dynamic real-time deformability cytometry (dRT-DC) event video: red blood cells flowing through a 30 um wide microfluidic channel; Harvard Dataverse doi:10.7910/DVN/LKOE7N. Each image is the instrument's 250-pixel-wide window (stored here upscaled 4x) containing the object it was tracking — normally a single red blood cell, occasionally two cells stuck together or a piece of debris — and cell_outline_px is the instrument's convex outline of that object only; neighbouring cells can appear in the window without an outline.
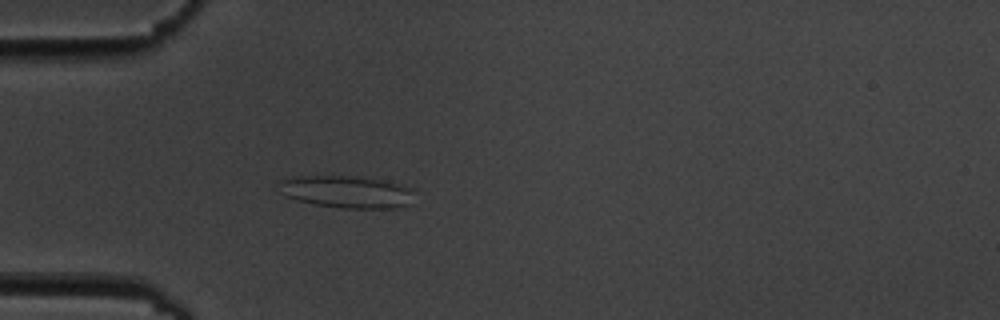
{"species": "common noctule bat (a hibernating species)", "species_latin": "Nyctalus noctula", "temperature_condition": "cold", "stored_images_in_passage": 7, "camera_frame_rate_fps": 3000, "um_per_image_px": 0.085, "animal": {"sex": "male", "body_mass_g": 19.5, "forearm_length_mm": 54.6}, "frame": {"image": 1, "passage_image": 7, "time_ms": 8.0, "image_size_px": [1000, 320], "cell_outline_px": [[412, 204], [396, 208], [344, 208], [316, 204], [296, 200], [284, 196], [280, 192], [276, 184], [280, 180], [292, 176], [364, 176], [388, 180], [412, 188]], "centroid_in_image_um": [29.46, 16.28], "position_along_channel_um": 55.5, "area_um2": 26.01}}